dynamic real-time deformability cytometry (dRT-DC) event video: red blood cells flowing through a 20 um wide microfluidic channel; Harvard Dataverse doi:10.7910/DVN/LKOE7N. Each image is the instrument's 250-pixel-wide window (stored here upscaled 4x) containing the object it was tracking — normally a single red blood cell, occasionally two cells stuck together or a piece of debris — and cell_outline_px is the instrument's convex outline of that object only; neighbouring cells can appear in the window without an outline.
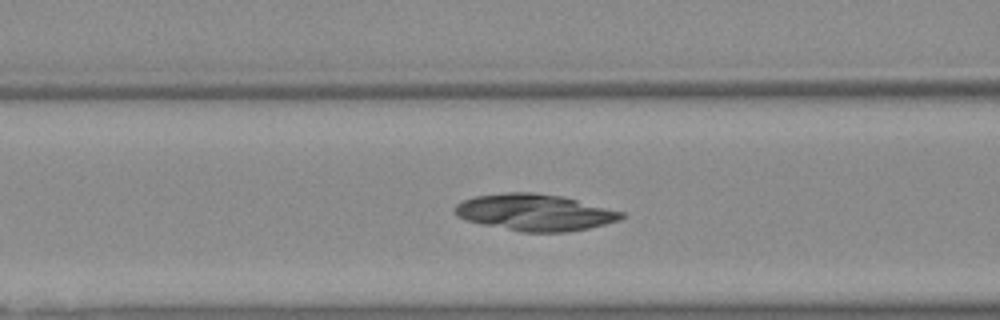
{"species": "Egyptian fruit bat (a non-hibernating species)", "species_latin": "Rousettus aegyptiacus", "temperature_condition": "warm", "stored_images_in_passage": 37, "camera_frame_rate_fps": 3000, "um_per_image_px": 0.085, "animal": {"sex": "female"}, "frame": {"image": 1, "passage_image": 6, "time_ms": 1.667, "image_size_px": [1000, 320], "cell_outline_px": [[624, 216], [620, 220], [588, 228], [568, 232], [520, 232], [480, 224], [456, 216], [456, 204], [464, 200], [476, 196], [504, 192], [532, 192], [560, 196], [624, 212]], "centroid_in_image_um": [45.45, 18.06], "position_along_channel_um": 121.2, "area_um2": 35.32}}
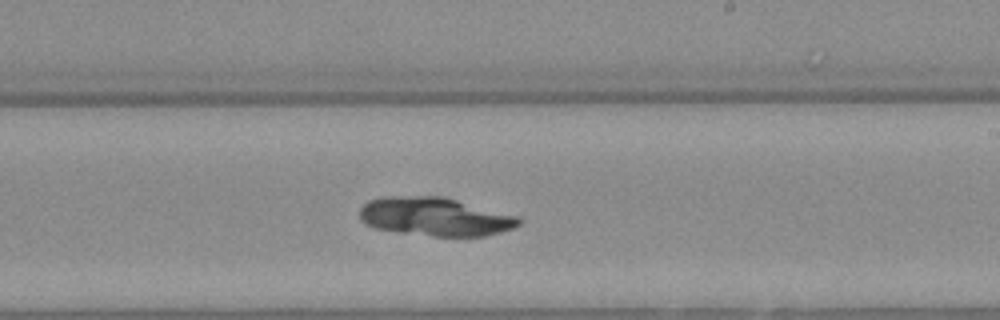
{"frame": {"image": 2, "passage_image": 16, "time_ms": 5.0, "image_size_px": [1000, 320], "cell_outline_px": [[520, 224], [512, 228], [500, 232], [484, 236], [432, 236], [396, 232], [376, 228], [364, 224], [360, 220], [360, 208], [368, 200], [384, 196], [444, 196], [520, 216]], "centroid_in_image_um": [36.97, 18.41], "position_along_channel_um": 252.0, "area_um2": 36.07}}
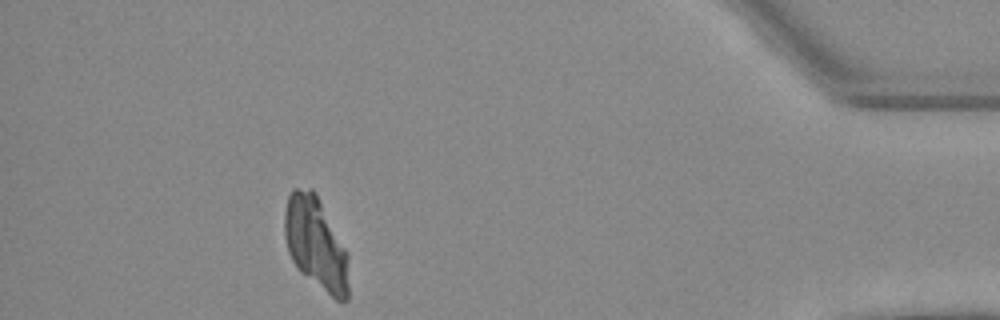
{"frame": {"image": 3, "passage_image": 32, "time_ms": 10.333, "image_size_px": [1000, 320], "cell_outline_px": [[348, 300], [336, 300], [300, 272], [296, 268], [288, 252], [284, 236], [284, 212], [288, 196], [292, 188], [312, 188], [316, 192], [348, 256]], "centroid_in_image_um": [26.81, 20.68], "position_along_channel_um": 408.4, "area_um2": 34.39}}